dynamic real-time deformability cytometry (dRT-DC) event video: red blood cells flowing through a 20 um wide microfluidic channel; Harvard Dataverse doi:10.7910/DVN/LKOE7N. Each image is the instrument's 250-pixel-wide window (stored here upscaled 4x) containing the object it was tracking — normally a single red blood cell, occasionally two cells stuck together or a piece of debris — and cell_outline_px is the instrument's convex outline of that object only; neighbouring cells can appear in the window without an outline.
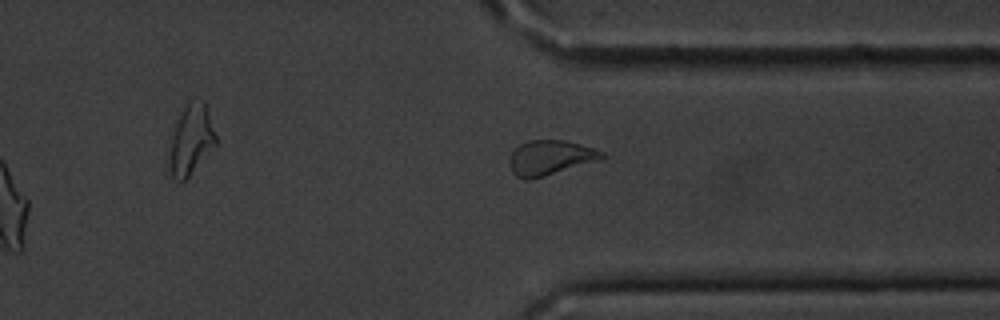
{"species": "common noctule bat (a hibernating species)", "species_latin": "Nyctalus noctula", "temperature_condition": "cold", "stored_images_in_passage": 13, "camera_frame_rate_fps": 3000, "um_per_image_px": 0.085, "animal": {"sex": "male", "body_mass_g": 20.1, "forearm_length_mm": 53.5}, "frame": {"image": 1, "passage_image": 13, "time_ms": 15.667, "image_size_px": [1000, 320], "cell_outline_px": [[608, 156], [600, 160], [544, 176], [528, 180], [524, 180], [516, 176], [512, 172], [508, 164], [508, 160], [512, 152], [520, 144], [528, 140], [564, 140], [580, 144], [604, 152]], "centroid_in_image_um": [46.75, 13.41], "position_along_channel_um": 364.6, "area_um2": 18.84}, "authors_computed_cell_mechanics": {"area_um2": 19.7098, "velocity_mm_per_s": 3.5194, "shape_relaxation_time_tau1_ms": 2.5716, "shape_relaxation_time_tau2_ms": 4.1588, "deformation_change_tau1": 0.1171, "deformation_change_tau2": 0.0974}}